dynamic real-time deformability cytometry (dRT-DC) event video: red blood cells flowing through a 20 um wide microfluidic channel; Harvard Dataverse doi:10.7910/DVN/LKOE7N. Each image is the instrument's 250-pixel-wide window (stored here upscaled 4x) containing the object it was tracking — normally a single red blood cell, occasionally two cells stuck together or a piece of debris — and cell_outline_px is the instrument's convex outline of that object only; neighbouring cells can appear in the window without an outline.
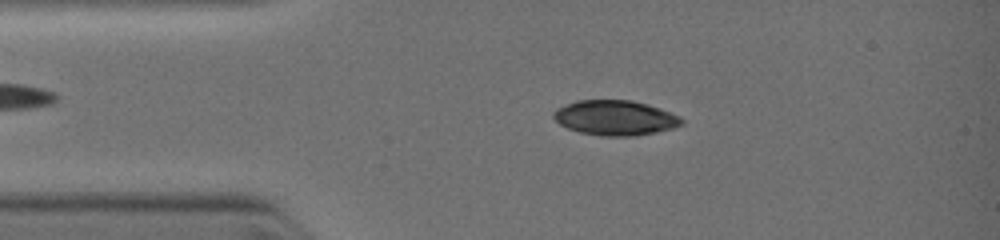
{"species": "common noctule bat (a hibernating species)", "species_latin": "Nyctalus noctula", "temperature_condition": "warm", "stored_images_in_passage": 28, "camera_frame_rate_fps": 3000, "um_per_image_px": 0.085, "animal": {"sex": "female", "body_mass_g": 19.0, "forearm_length_mm": 51.5}, "frame": {"image": 1, "passage_image": 3, "time_ms": 1.333, "image_size_px": [1000, 240], "cell_outline_px": [[680, 124], [672, 128], [656, 132], [636, 136], [600, 136], [580, 132], [568, 128], [560, 124], [552, 116], [556, 108], [576, 100], [632, 100], [668, 112], [676, 116], [680, 120]], "centroid_in_image_um": [52.2, 10.02], "position_along_channel_um": 32.8, "area_um2": 25.61}}
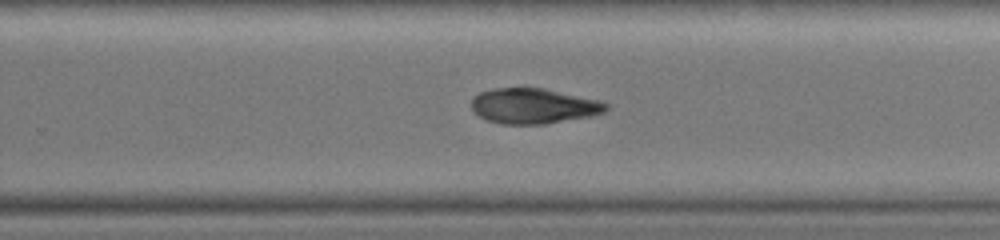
{"frame": {"image": 2, "passage_image": 16, "time_ms": 6.667, "image_size_px": [1000, 240], "cell_outline_px": [[608, 108], [604, 112], [592, 116], [544, 124], [500, 124], [488, 120], [480, 116], [472, 108], [472, 96], [480, 92], [492, 88], [544, 88], [604, 100], [608, 104]], "centroid_in_image_um": [45.4, 9.0], "position_along_channel_um": 284.4, "area_um2": 27.98}}
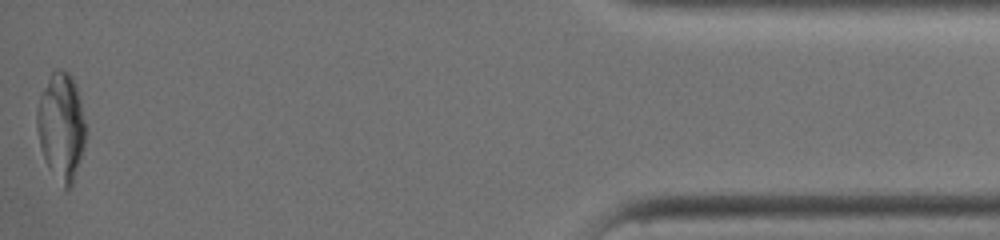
{"frame": {"image": 3, "passage_image": 28, "time_ms": 11.0, "image_size_px": [1000, 240], "cell_outline_px": [[88, 132], [84, 148], [72, 184], [68, 188], [64, 188], [48, 164], [44, 156], [40, 144], [36, 128], [36, 112], [40, 92], [52, 72], [56, 68], [60, 68], [68, 72], [72, 76], [76, 84]], "centroid_in_image_um": [5.22, 10.68], "position_along_channel_um": 430.0, "area_um2": 30.58}}